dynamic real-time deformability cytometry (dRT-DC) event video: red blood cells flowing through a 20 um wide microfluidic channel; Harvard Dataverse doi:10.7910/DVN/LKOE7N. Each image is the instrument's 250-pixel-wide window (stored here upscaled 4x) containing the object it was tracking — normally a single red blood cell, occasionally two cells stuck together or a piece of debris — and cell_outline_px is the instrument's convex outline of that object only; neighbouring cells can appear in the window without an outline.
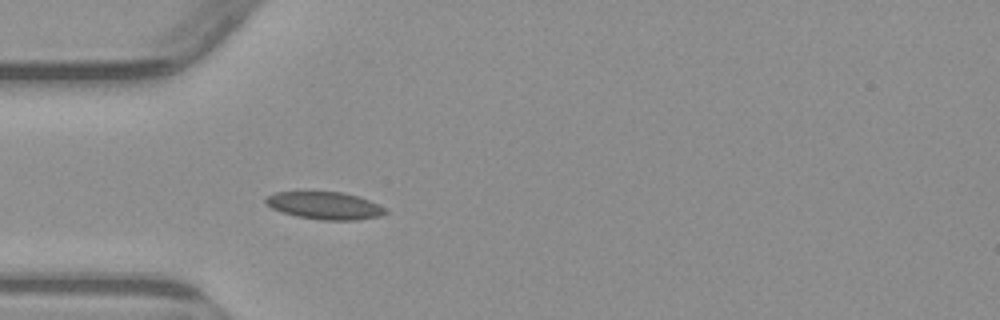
{"species": "common noctule bat (a hibernating species)", "species_latin": "Nyctalus noctula", "temperature_condition": "warm", "stored_images_in_passage": 2, "camera_frame_rate_fps": 3000, "um_per_image_px": 0.085, "animal": {"sex": "male", "body_mass_g": 23.1, "forearm_length_mm": 52.7}, "frame": {"image": 1, "passage_image": 2, "time_ms": 4.0, "image_size_px": [1000, 320], "cell_outline_px": [[388, 212], [380, 216], [360, 220], [324, 220], [296, 216], [272, 208], [264, 204], [264, 200], [268, 196], [276, 192], [340, 192], [356, 196], [368, 200], [384, 208]], "centroid_in_image_um": [27.59, 17.48], "position_along_channel_um": 57.4, "area_um2": 18.9}}